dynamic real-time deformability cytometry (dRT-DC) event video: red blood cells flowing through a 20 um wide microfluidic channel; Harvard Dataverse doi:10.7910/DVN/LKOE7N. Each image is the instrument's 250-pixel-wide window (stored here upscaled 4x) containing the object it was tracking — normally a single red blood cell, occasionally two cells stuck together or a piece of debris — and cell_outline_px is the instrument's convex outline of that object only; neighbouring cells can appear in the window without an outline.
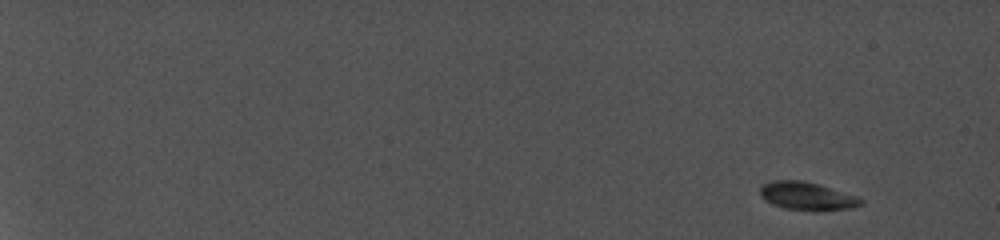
{"species": "common noctule bat (a hibernating species)", "species_latin": "Nyctalus noctula", "temperature_condition": "cold", "stored_images_in_passage": 8, "camera_frame_rate_fps": 5000, "um_per_image_px": 0.085, "animal": {"sex": "female", "body_mass_g": 19.0, "forearm_length_mm": 56.7}, "frame": {"image": 1, "passage_image": 1, "time_ms": 0.0, "image_size_px": [1000, 240], "cell_outline_px": [[864, 204], [852, 208], [784, 208], [772, 204], [764, 200], [760, 196], [760, 184], [772, 180], [804, 180], [820, 184], [856, 196], [864, 200]], "centroid_in_image_um": [68.53, 16.6], "position_along_channel_um": 16.5, "area_um2": 16.01}}
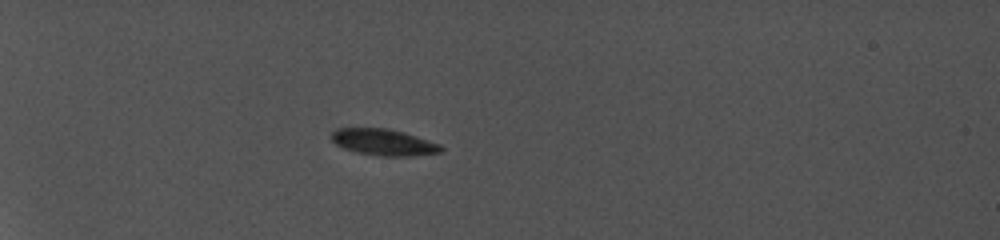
{"frame": {"image": 2, "passage_image": 6, "time_ms": 5.6, "image_size_px": [1000, 240], "cell_outline_px": [[444, 148], [440, 152], [408, 156], [384, 156], [356, 152], [344, 148], [336, 144], [332, 140], [332, 132], [336, 128], [388, 128], [404, 132], [440, 144]], "centroid_in_image_um": [32.6, 12.08], "position_along_channel_um": 52.4, "area_um2": 16.7}}
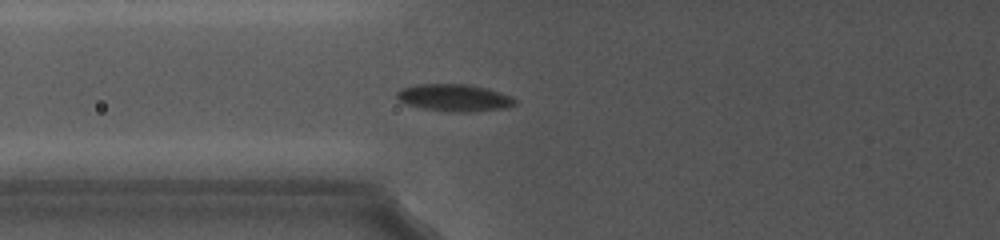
{"frame": {"image": 3, "passage_image": 8, "time_ms": 8.0, "image_size_px": [1000, 240], "cell_outline_px": [[516, 104], [504, 108], [464, 112], [456, 112], [424, 108], [404, 104], [396, 100], [396, 92], [400, 88], [416, 84], [468, 84], [488, 88], [512, 96], [516, 100]], "centroid_in_image_um": [38.57, 8.29], "position_along_channel_um": 87.2, "area_um2": 18.79}}